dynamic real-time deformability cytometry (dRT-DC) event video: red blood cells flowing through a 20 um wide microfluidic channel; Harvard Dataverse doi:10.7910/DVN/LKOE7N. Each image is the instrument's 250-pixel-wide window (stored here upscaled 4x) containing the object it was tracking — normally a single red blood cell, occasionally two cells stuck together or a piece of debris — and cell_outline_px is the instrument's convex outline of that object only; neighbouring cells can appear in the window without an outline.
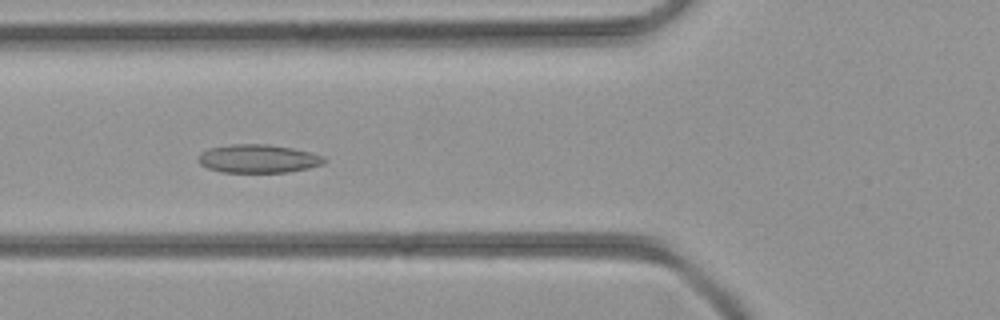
{"species": "common noctule bat (a hibernating species)", "species_latin": "Nyctalus noctula", "temperature_condition": "room temperature", "stored_images_in_passage": 34, "camera_frame_rate_fps": 3000, "um_per_image_px": 0.085, "animal": {"sex": "female", "body_mass_g": 21.9}, "frame": {"image": 1, "passage_image": 9, "time_ms": 2.667, "image_size_px": [1000, 320], "cell_outline_px": [[328, 160], [324, 164], [308, 168], [288, 172], [220, 172], [208, 168], [200, 164], [200, 156], [208, 148], [232, 144], [268, 144], [292, 148], [312, 152], [324, 156]], "centroid_in_image_um": [22.02, 13.49], "position_along_channel_um": 103.8, "area_um2": 20.81}}
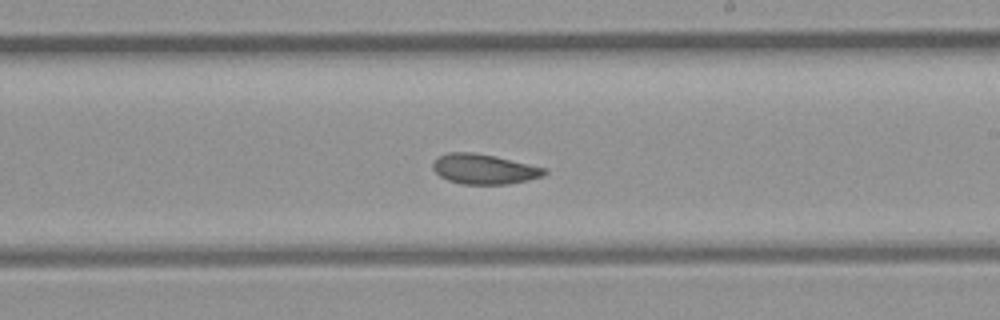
{"frame": {"image": 2, "passage_image": 18, "time_ms": 5.667, "image_size_px": [1000, 320], "cell_outline_px": [[548, 172], [544, 176], [528, 180], [508, 184], [464, 184], [448, 180], [440, 176], [432, 168], [432, 164], [440, 156], [448, 152], [472, 152], [496, 156], [544, 168]], "centroid_in_image_um": [41.15, 14.37], "position_along_channel_um": 247.8, "area_um2": 19.36}}
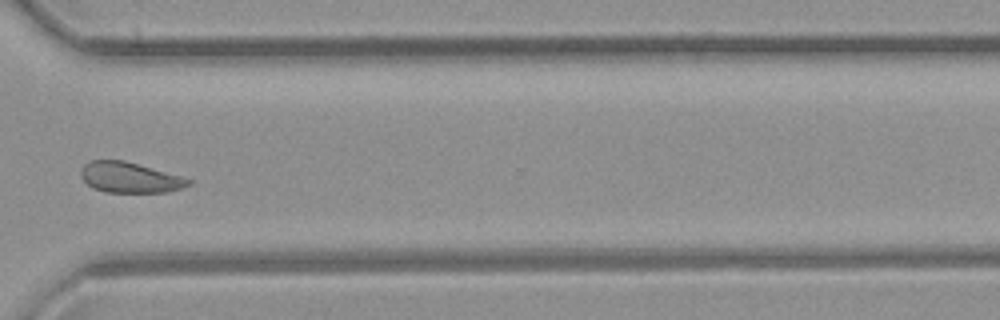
{"frame": {"image": 3, "passage_image": 25, "time_ms": 8.0, "image_size_px": [1000, 320], "cell_outline_px": [[192, 184], [184, 188], [168, 192], [104, 192], [92, 188], [80, 176], [80, 172], [84, 164], [92, 160], [124, 160], [184, 176], [192, 180]], "centroid_in_image_um": [11.08, 15.09], "position_along_channel_um": 359.5, "area_um2": 19.42}}